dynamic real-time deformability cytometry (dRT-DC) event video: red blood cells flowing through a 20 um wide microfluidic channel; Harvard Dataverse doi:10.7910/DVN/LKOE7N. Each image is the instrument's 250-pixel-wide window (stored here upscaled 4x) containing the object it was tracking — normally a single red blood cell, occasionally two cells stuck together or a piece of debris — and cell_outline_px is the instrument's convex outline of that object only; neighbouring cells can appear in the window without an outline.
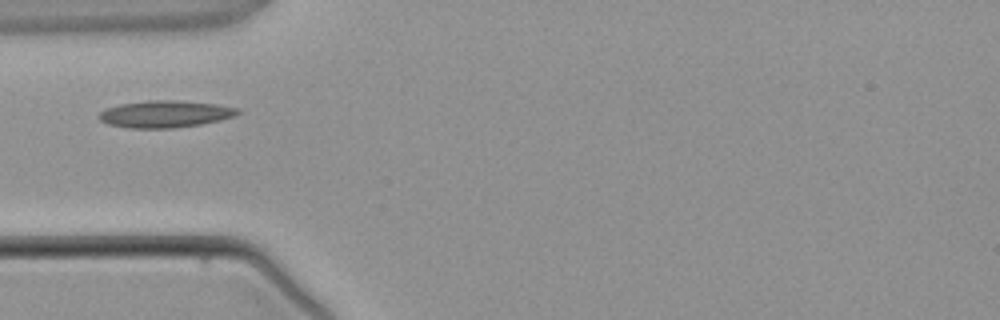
{"species": "common noctule bat (a hibernating species)", "species_latin": "Nyctalus noctula", "temperature_condition": "warm", "stored_images_in_passage": 2, "camera_frame_rate_fps": 3000, "um_per_image_px": 0.085, "animal": {"sex": "male", "body_mass_g": 21.5, "forearm_length_mm": 52.0}, "frame": {"image": 1, "passage_image": 1, "time_ms": 0.0, "image_size_px": [1000, 320], "cell_outline_px": [[240, 112], [236, 116], [220, 120], [200, 124], [172, 128], [128, 128], [108, 124], [100, 120], [96, 116], [104, 108], [120, 104], [148, 100], [176, 100], [216, 104], [240, 108]], "centroid_in_image_um": [14.02, 9.69], "position_along_channel_um": 71.0, "area_um2": 21.96}}